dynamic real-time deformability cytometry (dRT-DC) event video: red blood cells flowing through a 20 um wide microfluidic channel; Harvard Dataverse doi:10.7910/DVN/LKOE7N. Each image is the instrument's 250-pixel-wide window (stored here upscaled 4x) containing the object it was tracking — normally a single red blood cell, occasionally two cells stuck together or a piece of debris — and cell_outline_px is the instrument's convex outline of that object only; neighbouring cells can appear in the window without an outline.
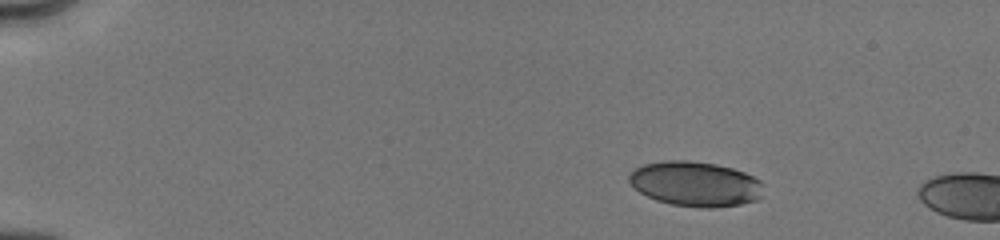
{"species": "human", "species_latin": "Homo sapiens", "temperature_condition": "cold", "stored_images_in_passage": 5, "camera_frame_rate_fps": 3000, "um_per_image_px": 0.085, "donor": {"sex": "male"}, "frame": {"image": 1, "passage_image": 3, "time_ms": 1.333, "image_size_px": [1000, 240], "cell_outline_px": [[764, 184], [760, 196], [756, 200], [740, 204], [712, 208], [704, 208], [672, 204], [656, 200], [640, 192], [628, 180], [628, 176], [636, 168], [644, 164], [664, 160], [688, 160], [716, 164], [732, 168], [744, 172], [760, 180]], "centroid_in_image_um": [59.12, 15.62], "position_along_channel_um": 25.9, "area_um2": 35.03}}